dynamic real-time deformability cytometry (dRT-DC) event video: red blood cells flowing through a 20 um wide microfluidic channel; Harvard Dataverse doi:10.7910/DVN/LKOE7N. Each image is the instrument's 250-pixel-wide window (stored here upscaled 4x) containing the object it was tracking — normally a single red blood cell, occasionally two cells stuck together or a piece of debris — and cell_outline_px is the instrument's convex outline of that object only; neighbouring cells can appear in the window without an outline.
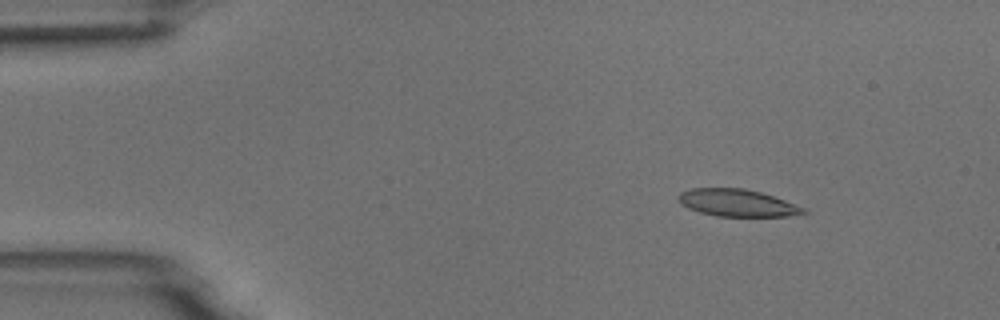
{"species": "common noctule bat (a hibernating species)", "species_latin": "Nyctalus noctula", "temperature_condition": "room temperature", "stored_images_in_passage": 9, "camera_frame_rate_fps": 3000, "um_per_image_px": 0.085, "animal": {"sex": "male", "body_mass_g": 18.8}, "frame": {"image": 1, "passage_image": 2, "time_ms": 1.0, "image_size_px": [1000, 320], "cell_outline_px": [[808, 212], [788, 216], [716, 216], [700, 212], [688, 208], [680, 204], [676, 196], [680, 192], [692, 188], [744, 188], [760, 192], [808, 208]], "centroid_in_image_um": [62.65, 17.24], "position_along_channel_um": 22.4, "area_um2": 19.88}}
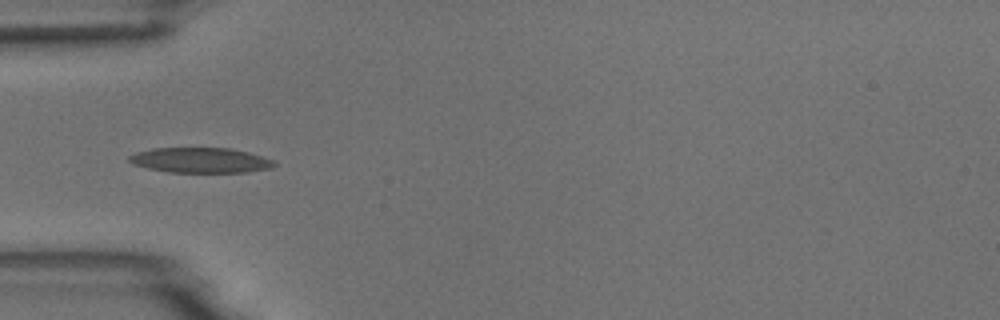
{"frame": {"image": 2, "passage_image": 4, "time_ms": 4.333, "image_size_px": [1000, 320], "cell_outline_px": [[276, 164], [272, 168], [248, 172], [168, 172], [148, 168], [132, 164], [128, 160], [128, 156], [136, 152], [152, 148], [232, 148], [248, 152], [272, 160]], "centroid_in_image_um": [17.01, 13.62], "position_along_channel_um": 68.0, "area_um2": 21.27}}